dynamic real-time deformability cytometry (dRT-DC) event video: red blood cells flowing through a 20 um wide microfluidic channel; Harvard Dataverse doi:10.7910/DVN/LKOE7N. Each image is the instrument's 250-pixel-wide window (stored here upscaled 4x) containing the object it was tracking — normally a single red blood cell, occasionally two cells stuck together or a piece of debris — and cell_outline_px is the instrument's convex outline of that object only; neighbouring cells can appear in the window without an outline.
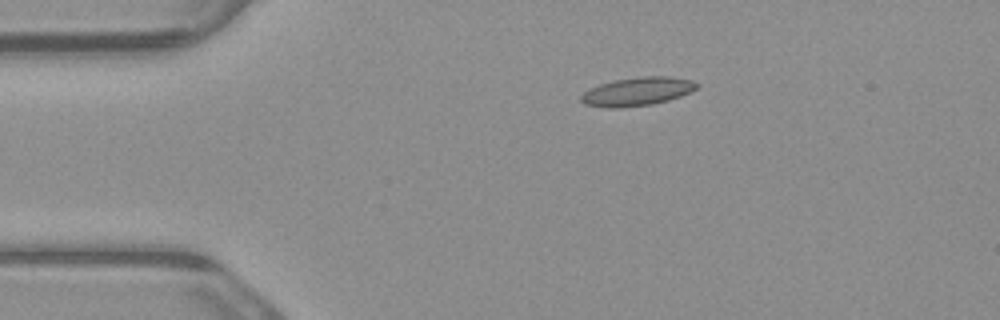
{"species": "common noctule bat (a hibernating species)", "species_latin": "Nyctalus noctula", "temperature_condition": "warm", "stored_images_in_passage": 4, "camera_frame_rate_fps": 3000, "um_per_image_px": 0.085, "animal": {"sex": "male", "body_mass_g": 23.1, "forearm_length_mm": 52.7}, "frame": {"image": 1, "passage_image": 3, "time_ms": 0.667, "image_size_px": [1000, 320], "cell_outline_px": [[700, 84], [696, 88], [680, 96], [668, 100], [652, 104], [620, 108], [608, 108], [584, 104], [580, 100], [580, 96], [584, 92], [600, 84], [612, 80], [640, 76], [672, 76], [692, 80]], "centroid_in_image_um": [54.16, 7.77], "position_along_channel_um": 30.8, "area_um2": 19.25}}